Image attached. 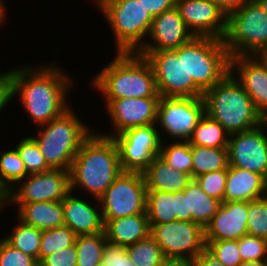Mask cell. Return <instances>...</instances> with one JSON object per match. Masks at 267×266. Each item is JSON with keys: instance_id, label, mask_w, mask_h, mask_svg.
<instances>
[{"instance_id": "cell-1", "label": "cell", "mask_w": 267, "mask_h": 266, "mask_svg": "<svg viewBox=\"0 0 267 266\" xmlns=\"http://www.w3.org/2000/svg\"><path fill=\"white\" fill-rule=\"evenodd\" d=\"M44 63L27 62L12 68L14 99H19L20 108L35 127L47 124L68 110L73 104L70 101L73 87L78 84L60 64Z\"/></svg>"}, {"instance_id": "cell-2", "label": "cell", "mask_w": 267, "mask_h": 266, "mask_svg": "<svg viewBox=\"0 0 267 266\" xmlns=\"http://www.w3.org/2000/svg\"><path fill=\"white\" fill-rule=\"evenodd\" d=\"M69 173L71 192L99 199L122 173L115 140L94 130L82 143Z\"/></svg>"}, {"instance_id": "cell-3", "label": "cell", "mask_w": 267, "mask_h": 266, "mask_svg": "<svg viewBox=\"0 0 267 266\" xmlns=\"http://www.w3.org/2000/svg\"><path fill=\"white\" fill-rule=\"evenodd\" d=\"M111 60L89 79V87L99 92L101 98L160 97L153 69L144 56L116 52Z\"/></svg>"}, {"instance_id": "cell-4", "label": "cell", "mask_w": 267, "mask_h": 266, "mask_svg": "<svg viewBox=\"0 0 267 266\" xmlns=\"http://www.w3.org/2000/svg\"><path fill=\"white\" fill-rule=\"evenodd\" d=\"M205 113L230 135L258 127L265 121L242 85L229 72L204 92Z\"/></svg>"}, {"instance_id": "cell-5", "label": "cell", "mask_w": 267, "mask_h": 266, "mask_svg": "<svg viewBox=\"0 0 267 266\" xmlns=\"http://www.w3.org/2000/svg\"><path fill=\"white\" fill-rule=\"evenodd\" d=\"M74 110L71 106L61 116L36 127V136L31 135L51 169L70 171L72 161L82 143L94 131Z\"/></svg>"}, {"instance_id": "cell-6", "label": "cell", "mask_w": 267, "mask_h": 266, "mask_svg": "<svg viewBox=\"0 0 267 266\" xmlns=\"http://www.w3.org/2000/svg\"><path fill=\"white\" fill-rule=\"evenodd\" d=\"M113 35L116 52H137L145 43L153 17L139 0H109L99 9Z\"/></svg>"}, {"instance_id": "cell-7", "label": "cell", "mask_w": 267, "mask_h": 266, "mask_svg": "<svg viewBox=\"0 0 267 266\" xmlns=\"http://www.w3.org/2000/svg\"><path fill=\"white\" fill-rule=\"evenodd\" d=\"M223 43L231 57L254 56L267 46V15L257 2L227 14Z\"/></svg>"}, {"instance_id": "cell-8", "label": "cell", "mask_w": 267, "mask_h": 266, "mask_svg": "<svg viewBox=\"0 0 267 266\" xmlns=\"http://www.w3.org/2000/svg\"><path fill=\"white\" fill-rule=\"evenodd\" d=\"M136 53L150 63L160 97H203L204 91L187 72L186 44L177 49Z\"/></svg>"}, {"instance_id": "cell-9", "label": "cell", "mask_w": 267, "mask_h": 266, "mask_svg": "<svg viewBox=\"0 0 267 266\" xmlns=\"http://www.w3.org/2000/svg\"><path fill=\"white\" fill-rule=\"evenodd\" d=\"M186 67L189 77L205 92L230 72V56L223 39L194 37L186 43Z\"/></svg>"}, {"instance_id": "cell-10", "label": "cell", "mask_w": 267, "mask_h": 266, "mask_svg": "<svg viewBox=\"0 0 267 266\" xmlns=\"http://www.w3.org/2000/svg\"><path fill=\"white\" fill-rule=\"evenodd\" d=\"M204 115L203 97H160L156 126L162 142L188 141Z\"/></svg>"}, {"instance_id": "cell-11", "label": "cell", "mask_w": 267, "mask_h": 266, "mask_svg": "<svg viewBox=\"0 0 267 266\" xmlns=\"http://www.w3.org/2000/svg\"><path fill=\"white\" fill-rule=\"evenodd\" d=\"M147 191L143 173L122 172L98 199L102 219L146 213Z\"/></svg>"}, {"instance_id": "cell-12", "label": "cell", "mask_w": 267, "mask_h": 266, "mask_svg": "<svg viewBox=\"0 0 267 266\" xmlns=\"http://www.w3.org/2000/svg\"><path fill=\"white\" fill-rule=\"evenodd\" d=\"M150 227V235L166 259L193 261L206 248L205 229L192 221L175 220Z\"/></svg>"}, {"instance_id": "cell-13", "label": "cell", "mask_w": 267, "mask_h": 266, "mask_svg": "<svg viewBox=\"0 0 267 266\" xmlns=\"http://www.w3.org/2000/svg\"><path fill=\"white\" fill-rule=\"evenodd\" d=\"M122 172L143 173L159 155L162 140L156 124L134 127L115 135Z\"/></svg>"}, {"instance_id": "cell-14", "label": "cell", "mask_w": 267, "mask_h": 266, "mask_svg": "<svg viewBox=\"0 0 267 266\" xmlns=\"http://www.w3.org/2000/svg\"><path fill=\"white\" fill-rule=\"evenodd\" d=\"M70 192L69 171L50 169L28 175L10 190V207L16 211L24 203L61 201Z\"/></svg>"}, {"instance_id": "cell-15", "label": "cell", "mask_w": 267, "mask_h": 266, "mask_svg": "<svg viewBox=\"0 0 267 266\" xmlns=\"http://www.w3.org/2000/svg\"><path fill=\"white\" fill-rule=\"evenodd\" d=\"M160 97L102 99L106 116L110 120L109 131L100 132L114 137L127 129L156 124L157 107Z\"/></svg>"}, {"instance_id": "cell-16", "label": "cell", "mask_w": 267, "mask_h": 266, "mask_svg": "<svg viewBox=\"0 0 267 266\" xmlns=\"http://www.w3.org/2000/svg\"><path fill=\"white\" fill-rule=\"evenodd\" d=\"M229 166L252 171L267 180V122L258 127L230 134Z\"/></svg>"}, {"instance_id": "cell-17", "label": "cell", "mask_w": 267, "mask_h": 266, "mask_svg": "<svg viewBox=\"0 0 267 266\" xmlns=\"http://www.w3.org/2000/svg\"><path fill=\"white\" fill-rule=\"evenodd\" d=\"M176 8L195 37L223 39L227 14L214 0H176Z\"/></svg>"}, {"instance_id": "cell-18", "label": "cell", "mask_w": 267, "mask_h": 266, "mask_svg": "<svg viewBox=\"0 0 267 266\" xmlns=\"http://www.w3.org/2000/svg\"><path fill=\"white\" fill-rule=\"evenodd\" d=\"M194 37L174 7L153 18L146 41L138 51L177 49Z\"/></svg>"}, {"instance_id": "cell-19", "label": "cell", "mask_w": 267, "mask_h": 266, "mask_svg": "<svg viewBox=\"0 0 267 266\" xmlns=\"http://www.w3.org/2000/svg\"><path fill=\"white\" fill-rule=\"evenodd\" d=\"M230 73L242 85L256 110L267 118V68L255 56L230 58Z\"/></svg>"}, {"instance_id": "cell-20", "label": "cell", "mask_w": 267, "mask_h": 266, "mask_svg": "<svg viewBox=\"0 0 267 266\" xmlns=\"http://www.w3.org/2000/svg\"><path fill=\"white\" fill-rule=\"evenodd\" d=\"M61 201L65 226L76 235L104 232V222L98 199L86 198V196H78V194L70 192Z\"/></svg>"}, {"instance_id": "cell-21", "label": "cell", "mask_w": 267, "mask_h": 266, "mask_svg": "<svg viewBox=\"0 0 267 266\" xmlns=\"http://www.w3.org/2000/svg\"><path fill=\"white\" fill-rule=\"evenodd\" d=\"M248 202L224 201L205 228V241L239 240L247 235Z\"/></svg>"}, {"instance_id": "cell-22", "label": "cell", "mask_w": 267, "mask_h": 266, "mask_svg": "<svg viewBox=\"0 0 267 266\" xmlns=\"http://www.w3.org/2000/svg\"><path fill=\"white\" fill-rule=\"evenodd\" d=\"M108 243L128 247L150 235L151 227L146 213L115 219H103Z\"/></svg>"}, {"instance_id": "cell-23", "label": "cell", "mask_w": 267, "mask_h": 266, "mask_svg": "<svg viewBox=\"0 0 267 266\" xmlns=\"http://www.w3.org/2000/svg\"><path fill=\"white\" fill-rule=\"evenodd\" d=\"M267 196V180L260 174L228 167L224 201H253Z\"/></svg>"}, {"instance_id": "cell-24", "label": "cell", "mask_w": 267, "mask_h": 266, "mask_svg": "<svg viewBox=\"0 0 267 266\" xmlns=\"http://www.w3.org/2000/svg\"><path fill=\"white\" fill-rule=\"evenodd\" d=\"M24 224L40 230L53 229L65 225L62 201H43L22 204L15 215Z\"/></svg>"}, {"instance_id": "cell-25", "label": "cell", "mask_w": 267, "mask_h": 266, "mask_svg": "<svg viewBox=\"0 0 267 266\" xmlns=\"http://www.w3.org/2000/svg\"><path fill=\"white\" fill-rule=\"evenodd\" d=\"M143 175L148 191H183L192 180L187 173L174 170L160 155L156 156Z\"/></svg>"}, {"instance_id": "cell-26", "label": "cell", "mask_w": 267, "mask_h": 266, "mask_svg": "<svg viewBox=\"0 0 267 266\" xmlns=\"http://www.w3.org/2000/svg\"><path fill=\"white\" fill-rule=\"evenodd\" d=\"M187 196L188 213H192V222L204 229L210 224L221 202L207 195L192 179L183 190Z\"/></svg>"}, {"instance_id": "cell-27", "label": "cell", "mask_w": 267, "mask_h": 266, "mask_svg": "<svg viewBox=\"0 0 267 266\" xmlns=\"http://www.w3.org/2000/svg\"><path fill=\"white\" fill-rule=\"evenodd\" d=\"M192 179L214 171L228 169V148L191 145Z\"/></svg>"}, {"instance_id": "cell-28", "label": "cell", "mask_w": 267, "mask_h": 266, "mask_svg": "<svg viewBox=\"0 0 267 266\" xmlns=\"http://www.w3.org/2000/svg\"><path fill=\"white\" fill-rule=\"evenodd\" d=\"M14 221L15 226H12L10 232L2 238L13 248L21 250L26 255L35 258L39 263L42 230L24 224L16 216Z\"/></svg>"}, {"instance_id": "cell-29", "label": "cell", "mask_w": 267, "mask_h": 266, "mask_svg": "<svg viewBox=\"0 0 267 266\" xmlns=\"http://www.w3.org/2000/svg\"><path fill=\"white\" fill-rule=\"evenodd\" d=\"M177 192L147 191L146 214L149 224L176 220Z\"/></svg>"}, {"instance_id": "cell-30", "label": "cell", "mask_w": 267, "mask_h": 266, "mask_svg": "<svg viewBox=\"0 0 267 266\" xmlns=\"http://www.w3.org/2000/svg\"><path fill=\"white\" fill-rule=\"evenodd\" d=\"M228 138L229 134L225 131L224 127L205 113L195 127L188 142L191 145L211 148H227Z\"/></svg>"}, {"instance_id": "cell-31", "label": "cell", "mask_w": 267, "mask_h": 266, "mask_svg": "<svg viewBox=\"0 0 267 266\" xmlns=\"http://www.w3.org/2000/svg\"><path fill=\"white\" fill-rule=\"evenodd\" d=\"M106 243L104 232L77 235L75 241L77 266H97L102 264V254Z\"/></svg>"}, {"instance_id": "cell-32", "label": "cell", "mask_w": 267, "mask_h": 266, "mask_svg": "<svg viewBox=\"0 0 267 266\" xmlns=\"http://www.w3.org/2000/svg\"><path fill=\"white\" fill-rule=\"evenodd\" d=\"M159 155L174 170L187 173L192 178L191 144L188 141H164Z\"/></svg>"}, {"instance_id": "cell-33", "label": "cell", "mask_w": 267, "mask_h": 266, "mask_svg": "<svg viewBox=\"0 0 267 266\" xmlns=\"http://www.w3.org/2000/svg\"><path fill=\"white\" fill-rule=\"evenodd\" d=\"M0 151V178L9 190L28 176L19 152L12 148Z\"/></svg>"}, {"instance_id": "cell-34", "label": "cell", "mask_w": 267, "mask_h": 266, "mask_svg": "<svg viewBox=\"0 0 267 266\" xmlns=\"http://www.w3.org/2000/svg\"><path fill=\"white\" fill-rule=\"evenodd\" d=\"M126 252L136 266H160L166 260L161 247L151 235L126 247Z\"/></svg>"}, {"instance_id": "cell-35", "label": "cell", "mask_w": 267, "mask_h": 266, "mask_svg": "<svg viewBox=\"0 0 267 266\" xmlns=\"http://www.w3.org/2000/svg\"><path fill=\"white\" fill-rule=\"evenodd\" d=\"M77 235L67 226L42 230L39 263L47 256L75 244Z\"/></svg>"}, {"instance_id": "cell-36", "label": "cell", "mask_w": 267, "mask_h": 266, "mask_svg": "<svg viewBox=\"0 0 267 266\" xmlns=\"http://www.w3.org/2000/svg\"><path fill=\"white\" fill-rule=\"evenodd\" d=\"M21 138L13 147L19 152L27 174H38L50 170L35 139L31 135L21 136Z\"/></svg>"}, {"instance_id": "cell-37", "label": "cell", "mask_w": 267, "mask_h": 266, "mask_svg": "<svg viewBox=\"0 0 267 266\" xmlns=\"http://www.w3.org/2000/svg\"><path fill=\"white\" fill-rule=\"evenodd\" d=\"M247 235L267 240V196L248 202Z\"/></svg>"}, {"instance_id": "cell-38", "label": "cell", "mask_w": 267, "mask_h": 266, "mask_svg": "<svg viewBox=\"0 0 267 266\" xmlns=\"http://www.w3.org/2000/svg\"><path fill=\"white\" fill-rule=\"evenodd\" d=\"M206 249L224 266H238L243 261L239 254L238 240L205 241Z\"/></svg>"}, {"instance_id": "cell-39", "label": "cell", "mask_w": 267, "mask_h": 266, "mask_svg": "<svg viewBox=\"0 0 267 266\" xmlns=\"http://www.w3.org/2000/svg\"><path fill=\"white\" fill-rule=\"evenodd\" d=\"M228 169L202 174L194 180L199 187L210 197L224 202Z\"/></svg>"}, {"instance_id": "cell-40", "label": "cell", "mask_w": 267, "mask_h": 266, "mask_svg": "<svg viewBox=\"0 0 267 266\" xmlns=\"http://www.w3.org/2000/svg\"><path fill=\"white\" fill-rule=\"evenodd\" d=\"M239 254L243 262L267 260V240L245 235L238 240Z\"/></svg>"}, {"instance_id": "cell-41", "label": "cell", "mask_w": 267, "mask_h": 266, "mask_svg": "<svg viewBox=\"0 0 267 266\" xmlns=\"http://www.w3.org/2000/svg\"><path fill=\"white\" fill-rule=\"evenodd\" d=\"M0 266H39V263L0 238Z\"/></svg>"}, {"instance_id": "cell-42", "label": "cell", "mask_w": 267, "mask_h": 266, "mask_svg": "<svg viewBox=\"0 0 267 266\" xmlns=\"http://www.w3.org/2000/svg\"><path fill=\"white\" fill-rule=\"evenodd\" d=\"M103 266H136L129 258L126 247L106 243L102 254Z\"/></svg>"}, {"instance_id": "cell-43", "label": "cell", "mask_w": 267, "mask_h": 266, "mask_svg": "<svg viewBox=\"0 0 267 266\" xmlns=\"http://www.w3.org/2000/svg\"><path fill=\"white\" fill-rule=\"evenodd\" d=\"M39 266H77L75 244L45 257Z\"/></svg>"}, {"instance_id": "cell-44", "label": "cell", "mask_w": 267, "mask_h": 266, "mask_svg": "<svg viewBox=\"0 0 267 266\" xmlns=\"http://www.w3.org/2000/svg\"><path fill=\"white\" fill-rule=\"evenodd\" d=\"M14 84L12 79V67L11 69L0 72V116L3 111L14 101ZM11 101V102H10ZM10 103V105H9ZM7 107V108H5ZM5 109V110H4Z\"/></svg>"}, {"instance_id": "cell-45", "label": "cell", "mask_w": 267, "mask_h": 266, "mask_svg": "<svg viewBox=\"0 0 267 266\" xmlns=\"http://www.w3.org/2000/svg\"><path fill=\"white\" fill-rule=\"evenodd\" d=\"M154 18L161 13L176 7V0H139Z\"/></svg>"}, {"instance_id": "cell-46", "label": "cell", "mask_w": 267, "mask_h": 266, "mask_svg": "<svg viewBox=\"0 0 267 266\" xmlns=\"http://www.w3.org/2000/svg\"><path fill=\"white\" fill-rule=\"evenodd\" d=\"M176 220L192 221V213H188L187 196L184 191L177 192V213Z\"/></svg>"}, {"instance_id": "cell-47", "label": "cell", "mask_w": 267, "mask_h": 266, "mask_svg": "<svg viewBox=\"0 0 267 266\" xmlns=\"http://www.w3.org/2000/svg\"><path fill=\"white\" fill-rule=\"evenodd\" d=\"M193 266H224L206 248L193 260Z\"/></svg>"}, {"instance_id": "cell-48", "label": "cell", "mask_w": 267, "mask_h": 266, "mask_svg": "<svg viewBox=\"0 0 267 266\" xmlns=\"http://www.w3.org/2000/svg\"><path fill=\"white\" fill-rule=\"evenodd\" d=\"M219 7L228 14L229 12L238 9L241 5L248 2V0H214Z\"/></svg>"}, {"instance_id": "cell-49", "label": "cell", "mask_w": 267, "mask_h": 266, "mask_svg": "<svg viewBox=\"0 0 267 266\" xmlns=\"http://www.w3.org/2000/svg\"><path fill=\"white\" fill-rule=\"evenodd\" d=\"M5 208H10V190L0 178V215L5 211Z\"/></svg>"}, {"instance_id": "cell-50", "label": "cell", "mask_w": 267, "mask_h": 266, "mask_svg": "<svg viewBox=\"0 0 267 266\" xmlns=\"http://www.w3.org/2000/svg\"><path fill=\"white\" fill-rule=\"evenodd\" d=\"M160 266H193V261L187 259H166Z\"/></svg>"}, {"instance_id": "cell-51", "label": "cell", "mask_w": 267, "mask_h": 266, "mask_svg": "<svg viewBox=\"0 0 267 266\" xmlns=\"http://www.w3.org/2000/svg\"><path fill=\"white\" fill-rule=\"evenodd\" d=\"M8 7H7V3L5 0H0V27L1 25L4 23H6L7 18H8Z\"/></svg>"}, {"instance_id": "cell-52", "label": "cell", "mask_w": 267, "mask_h": 266, "mask_svg": "<svg viewBox=\"0 0 267 266\" xmlns=\"http://www.w3.org/2000/svg\"><path fill=\"white\" fill-rule=\"evenodd\" d=\"M254 56L267 68V46Z\"/></svg>"}, {"instance_id": "cell-53", "label": "cell", "mask_w": 267, "mask_h": 266, "mask_svg": "<svg viewBox=\"0 0 267 266\" xmlns=\"http://www.w3.org/2000/svg\"><path fill=\"white\" fill-rule=\"evenodd\" d=\"M238 266H267V260L242 262Z\"/></svg>"}, {"instance_id": "cell-54", "label": "cell", "mask_w": 267, "mask_h": 266, "mask_svg": "<svg viewBox=\"0 0 267 266\" xmlns=\"http://www.w3.org/2000/svg\"><path fill=\"white\" fill-rule=\"evenodd\" d=\"M257 3L262 8L263 12L267 15V0H258Z\"/></svg>"}, {"instance_id": "cell-55", "label": "cell", "mask_w": 267, "mask_h": 266, "mask_svg": "<svg viewBox=\"0 0 267 266\" xmlns=\"http://www.w3.org/2000/svg\"><path fill=\"white\" fill-rule=\"evenodd\" d=\"M109 0H93V5L96 6L97 9H99L105 2Z\"/></svg>"}, {"instance_id": "cell-56", "label": "cell", "mask_w": 267, "mask_h": 266, "mask_svg": "<svg viewBox=\"0 0 267 266\" xmlns=\"http://www.w3.org/2000/svg\"><path fill=\"white\" fill-rule=\"evenodd\" d=\"M258 0H248V2H257Z\"/></svg>"}]
</instances>
